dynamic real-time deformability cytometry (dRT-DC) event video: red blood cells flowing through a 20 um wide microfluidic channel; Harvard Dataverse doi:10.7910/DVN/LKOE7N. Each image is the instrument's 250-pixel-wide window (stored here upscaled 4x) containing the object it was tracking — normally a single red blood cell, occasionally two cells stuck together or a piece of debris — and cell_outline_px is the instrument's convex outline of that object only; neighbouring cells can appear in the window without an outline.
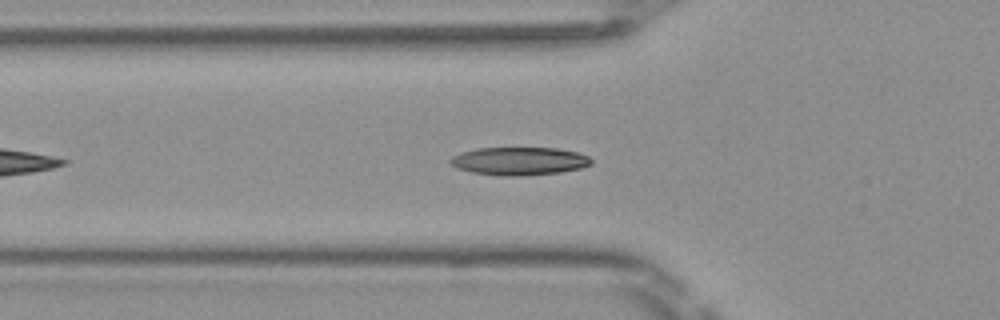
{"species": "Egyptian fruit bat (a non-hibernating species)", "species_latin": "Rousettus aegyptiacus", "temperature_condition": "room temperature", "stored_images_in_passage": 33, "camera_frame_rate_fps": 3000, "um_per_image_px": 0.085, "frame": {"image": 1, "passage_image": 7, "time_ms": 2.0, "image_size_px": [1000, 320], "cell_outline_px": [[592, 164], [580, 168], [560, 172], [520, 176], [500, 176], [472, 172], [456, 168], [448, 164], [448, 160], [452, 156], [460, 152], [476, 148], [556, 148], [576, 152], [588, 156], [592, 160]], "centroid_in_image_um": [44.07, 13.69], "position_along_channel_um": 81.7, "area_um2": 23.18}}
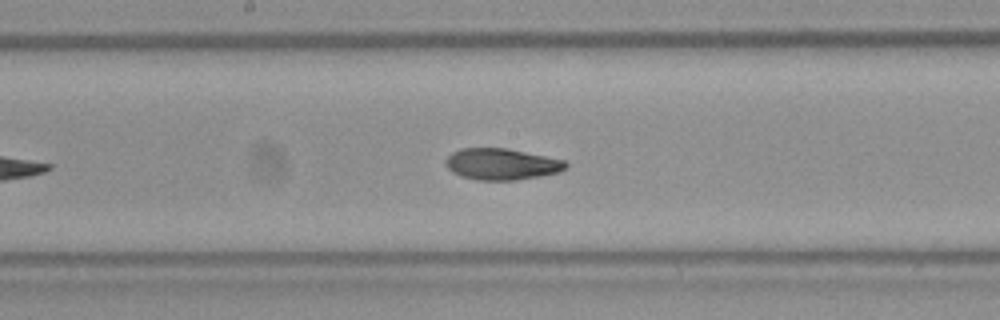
{"frame": {"image": 2, "passage_image": 16, "time_ms": 5.0, "image_size_px": [1000, 320], "cell_outline_px": [[568, 168], [560, 172], [540, 176], [516, 180], [476, 180], [452, 172], [444, 164], [444, 160], [452, 152], [460, 148], [508, 148], [564, 160], [568, 164]], "centroid_in_image_um": [42.64, 13.94], "position_along_channel_um": 205.6, "area_um2": 22.08}}
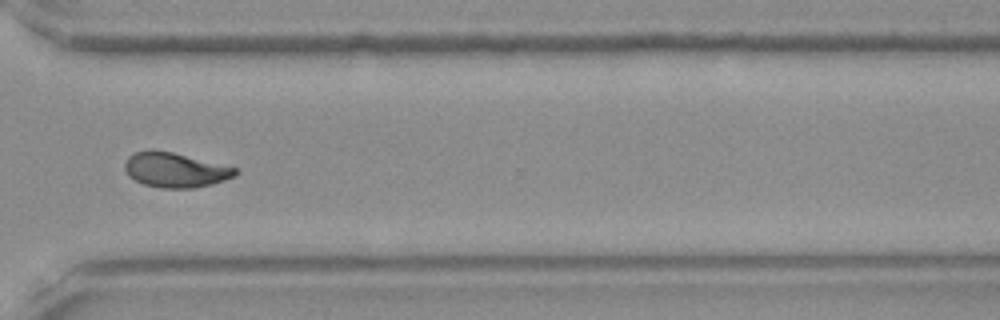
{"frame": {"image": 3, "passage_image": 27, "time_ms": 8.667, "image_size_px": [1000, 320], "cell_outline_px": [[240, 172], [236, 176], [212, 184], [192, 188], [160, 188], [144, 184], [128, 176], [124, 168], [124, 164], [128, 156], [136, 152], [172, 152], [236, 168]], "centroid_in_image_um": [14.91, 14.48], "position_along_channel_um": 355.7, "area_um2": 21.91}, "authors_computed_cell_mechanics": {"area_um2": 22.0218, "velocity_mm_per_s": 4.0927, "shape_relaxation_time_tau1_ms": 5.0022, "shape_relaxation_time_tau2_ms": 2.696, "deformation_change_tau1": 0.1701, "deformation_change_tau2": 0.0693}}